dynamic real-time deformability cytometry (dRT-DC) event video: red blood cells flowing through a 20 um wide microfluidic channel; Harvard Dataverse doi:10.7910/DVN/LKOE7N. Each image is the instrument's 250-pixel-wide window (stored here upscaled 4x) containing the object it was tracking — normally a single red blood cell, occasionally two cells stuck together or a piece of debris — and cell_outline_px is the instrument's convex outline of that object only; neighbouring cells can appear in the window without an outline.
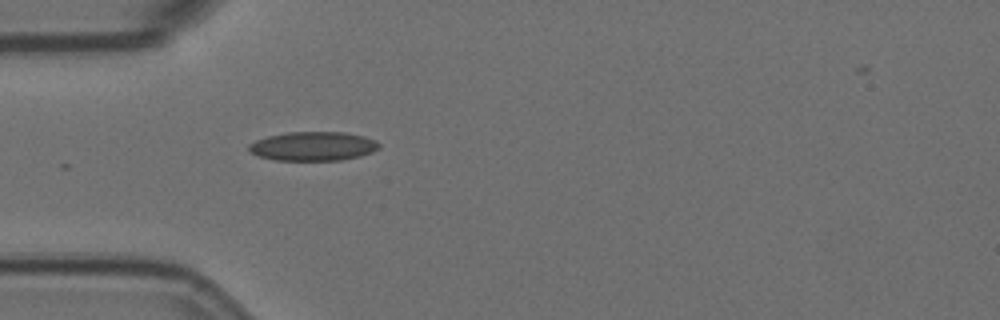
{"species": "Egyptian fruit bat (a non-hibernating species)", "species_latin": "Rousettus aegyptiacus", "temperature_condition": "room temperature", "stored_images_in_passage": 1, "camera_frame_rate_fps": 3000, "um_per_image_px": 0.085, "animal": {"sex": "female"}, "frame": {"image": 1, "passage_image": 1, "time_ms": 0.0, "image_size_px": [1000, 320], "cell_outline_px": [[380, 148], [372, 152], [360, 156], [340, 160], [276, 160], [256, 156], [248, 152], [248, 144], [256, 140], [268, 136], [288, 132], [344, 132], [364, 136], [376, 140], [380, 144]], "centroid_in_image_um": [26.6, 12.43], "position_along_channel_um": 58.4, "area_um2": 22.2}}